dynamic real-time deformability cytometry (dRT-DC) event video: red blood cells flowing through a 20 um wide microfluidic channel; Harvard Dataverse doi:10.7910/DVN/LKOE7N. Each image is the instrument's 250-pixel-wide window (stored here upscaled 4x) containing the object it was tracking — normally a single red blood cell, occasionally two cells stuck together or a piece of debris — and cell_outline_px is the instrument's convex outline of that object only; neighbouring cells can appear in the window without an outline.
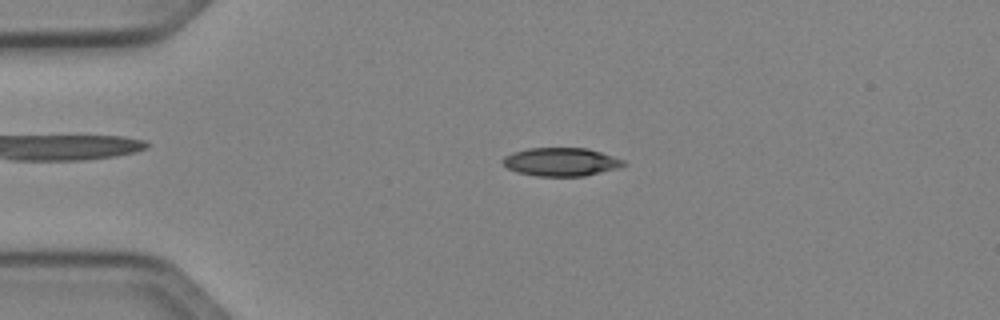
{"species": "Egyptian fruit bat (a non-hibernating species)", "species_latin": "Rousettus aegyptiacus", "temperature_condition": "cold", "stored_images_in_passage": 45, "camera_frame_rate_fps": 3000, "um_per_image_px": 0.085, "animal": {"sex": "female"}, "frame": {"image": 1, "passage_image": 11, "time_ms": 3.333, "image_size_px": [1000, 320], "cell_outline_px": [[628, 164], [616, 168], [584, 176], [536, 176], [516, 172], [508, 168], [500, 160], [504, 156], [512, 152], [528, 148], [588, 148], [624, 160]], "centroid_in_image_um": [47.65, 13.76], "position_along_channel_um": 37.4, "area_um2": 19.94}}
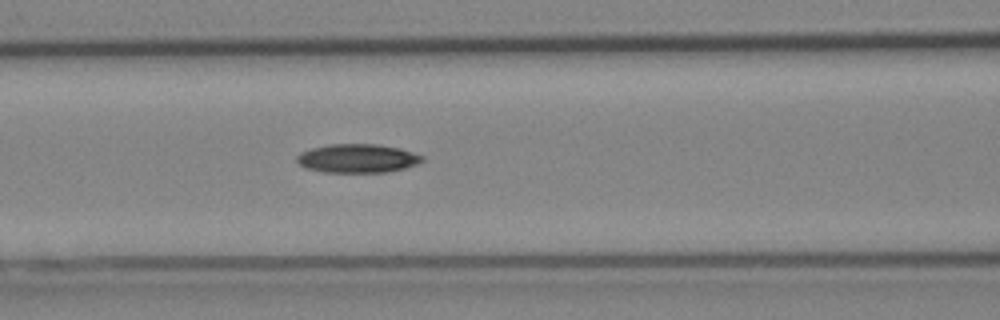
{"frame": {"image": 2, "passage_image": 21, "time_ms": 6.667, "image_size_px": [1000, 320], "cell_outline_px": [[424, 160], [416, 164], [404, 168], [388, 172], [324, 172], [304, 168], [296, 160], [296, 156], [300, 152], [312, 148], [328, 144], [380, 144], [400, 148], [424, 156]], "centroid_in_image_um": [30.37, 13.46], "position_along_channel_um": 136.2, "area_um2": 21.1}}
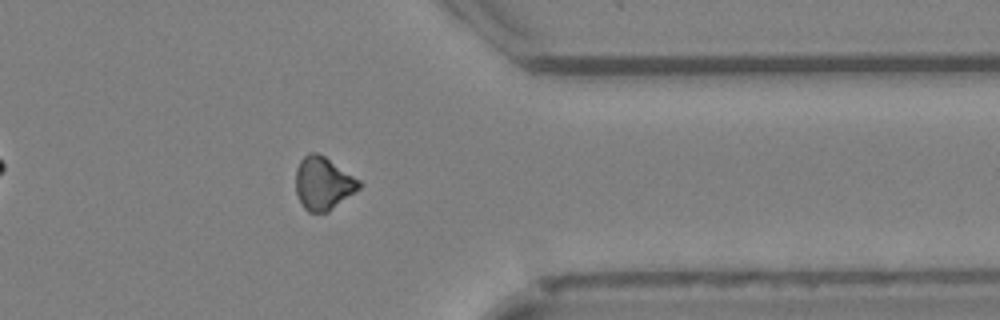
{"frame": {"image": 3, "passage_image": 40, "time_ms": 13.0, "image_size_px": [1000, 320], "cell_outline_px": [[364, 184], [360, 188], [328, 212], [308, 212], [304, 208], [296, 192], [296, 168], [300, 160], [308, 152], [316, 152], [324, 156], [360, 180]], "centroid_in_image_um": [27.47, 15.58], "position_along_channel_um": 383.9, "area_um2": 19.48}, "authors_computed_cell_mechanics": {"area_um2": 19.9988, "velocity_mm_per_s": 4.0617, "shape_relaxation_time_tau1_ms": 5.8236, "shape_relaxation_time_tau2_ms": null, "deformation_change_tau1": 0.1243, "deformation_change_tau2": null}}